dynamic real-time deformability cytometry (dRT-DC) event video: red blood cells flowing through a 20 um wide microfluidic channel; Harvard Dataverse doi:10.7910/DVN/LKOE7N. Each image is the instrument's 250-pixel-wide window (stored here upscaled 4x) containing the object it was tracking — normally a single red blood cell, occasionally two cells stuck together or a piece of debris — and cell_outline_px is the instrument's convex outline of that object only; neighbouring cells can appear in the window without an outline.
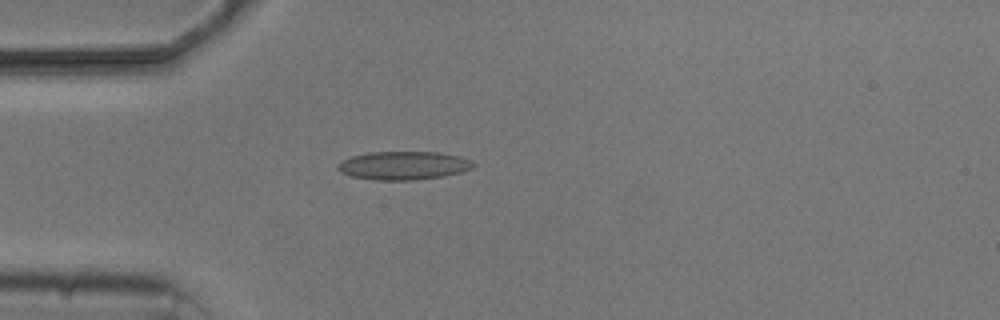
{"species": "common noctule bat (a hibernating species)", "species_latin": "Nyctalus noctula", "temperature_condition": "cold", "stored_images_in_passage": 3, "camera_frame_rate_fps": 3000, "um_per_image_px": 0.085, "animal": {"sex": "male", "body_mass_g": 20.5, "forearm_length_mm": 52.5}, "frame": {"image": 1, "passage_image": 1, "time_ms": 0.0, "image_size_px": [1000, 320], "cell_outline_px": [[476, 164], [472, 168], [460, 172], [444, 176], [412, 180], [376, 180], [352, 176], [340, 172], [336, 168], [336, 164], [352, 156], [368, 152], [440, 152], [460, 156], [472, 160]], "centroid_in_image_um": [34.31, 14.06], "position_along_channel_um": 50.7, "area_um2": 22.48}}
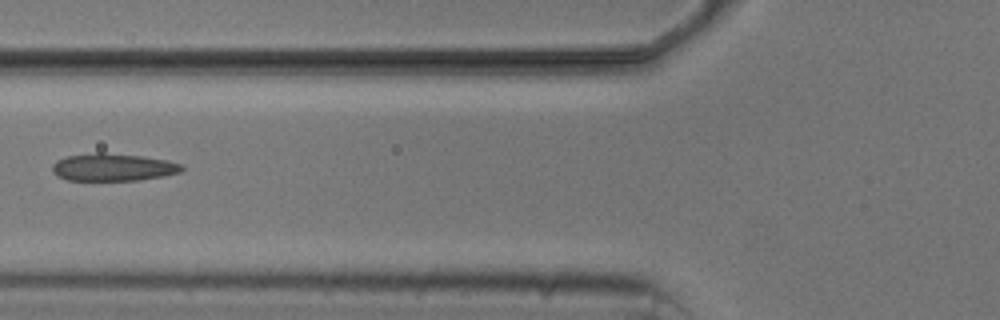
{"frame": {"image": 2, "passage_image": 3, "time_ms": 2.0, "image_size_px": [1000, 320], "cell_outline_px": [[184, 168], [180, 172], [164, 176], [136, 180], [68, 180], [56, 176], [52, 172], [52, 164], [56, 160], [64, 156], [96, 152], [104, 152], [140, 156], [164, 160], [180, 164]], "centroid_in_image_um": [9.53, 14.21], "position_along_channel_um": 116.3, "area_um2": 20.75}}